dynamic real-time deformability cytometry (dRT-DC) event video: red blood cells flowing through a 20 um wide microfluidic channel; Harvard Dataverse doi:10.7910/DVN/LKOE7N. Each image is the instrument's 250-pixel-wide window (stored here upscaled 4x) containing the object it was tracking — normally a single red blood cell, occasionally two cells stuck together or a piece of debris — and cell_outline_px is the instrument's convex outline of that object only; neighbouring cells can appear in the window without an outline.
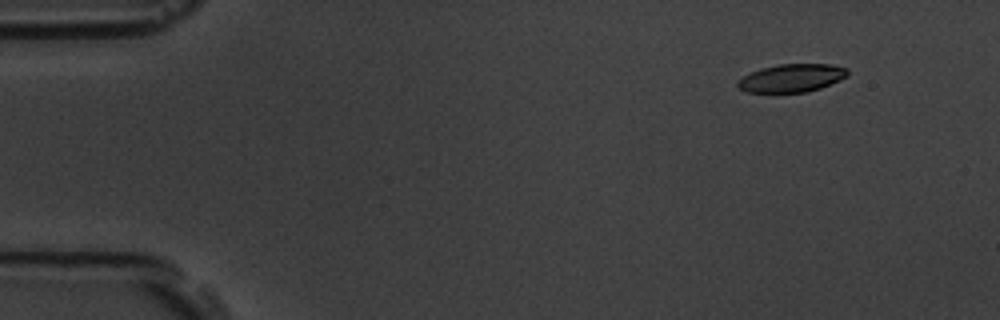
{"species": "common noctule bat (a hibernating species)", "species_latin": "Nyctalus noctula", "temperature_condition": "room temperature", "stored_images_in_passage": 16, "camera_frame_rate_fps": 3000, "um_per_image_px": 0.085, "animal": {"sex": "male", "body_mass_g": 19.5, "forearm_length_mm": 54.6}, "frame": {"image": 1, "passage_image": 1, "time_ms": 0.0, "image_size_px": [1000, 320], "cell_outline_px": [[848, 76], [840, 80], [820, 88], [808, 92], [748, 92], [740, 88], [736, 84], [736, 80], [760, 68], [780, 64], [828, 64], [848, 68]], "centroid_in_image_um": [67.3, 6.63], "position_along_channel_um": 17.7, "area_um2": 17.92}}
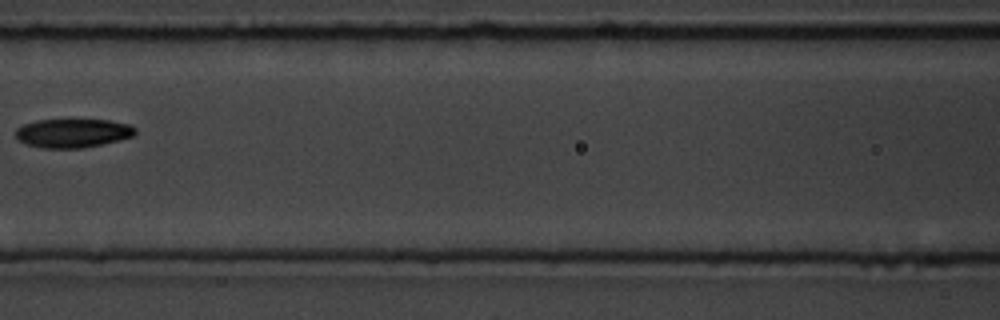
{"frame": {"image": 2, "passage_image": 7, "time_ms": 6.667, "image_size_px": [1000, 320], "cell_outline_px": [[136, 132], [132, 136], [120, 140], [80, 148], [44, 148], [28, 144], [20, 140], [16, 136], [16, 128], [24, 124], [36, 120], [108, 120], [128, 124], [136, 128]], "centroid_in_image_um": [6.19, 11.31], "position_along_channel_um": 160.4, "area_um2": 19.83}}
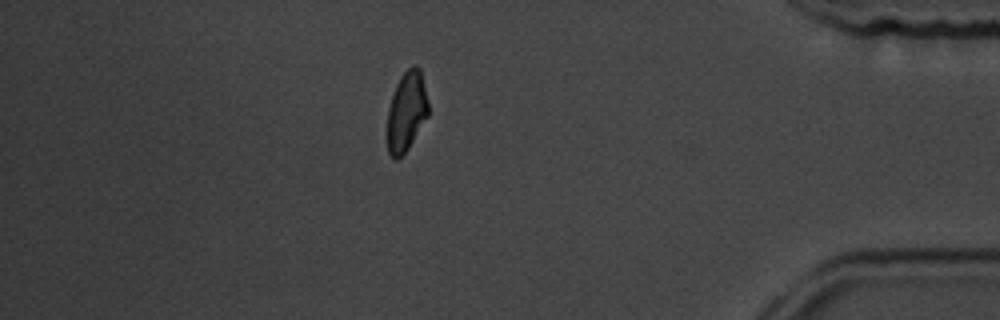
{"frame": {"image": 3, "passage_image": 14, "time_ms": 14.333, "image_size_px": [1000, 320], "cell_outline_px": [[428, 116], [408, 148], [396, 160], [392, 160], [388, 152], [388, 108], [396, 84], [400, 76], [412, 64], [416, 64], [420, 68], [428, 100]], "centroid_in_image_um": [34.56, 9.45], "position_along_channel_um": 400.6, "area_um2": 19.02}, "authors_computed_cell_mechanics": {"area_um2": 19.652, "velocity_mm_per_s": 3.6556, "shape_relaxation_time_tau1_ms": 2.8919, "shape_relaxation_time_tau2_ms": null, "deformation_change_tau1": 0.1432, "deformation_change_tau2": null}}